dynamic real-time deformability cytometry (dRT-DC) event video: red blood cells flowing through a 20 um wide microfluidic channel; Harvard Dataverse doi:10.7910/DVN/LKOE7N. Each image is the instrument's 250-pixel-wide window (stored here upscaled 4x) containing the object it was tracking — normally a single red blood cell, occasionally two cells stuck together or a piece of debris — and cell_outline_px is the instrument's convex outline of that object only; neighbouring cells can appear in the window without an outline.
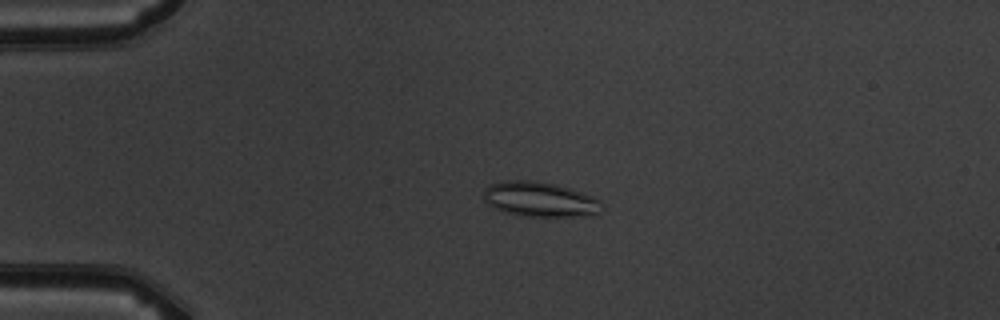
{"species": "common noctule bat (a hibernating species)", "species_latin": "Nyctalus noctula", "temperature_condition": "warm", "stored_images_in_passage": 4, "camera_frame_rate_fps": 3000, "um_per_image_px": 0.085, "animal": {"sex": "male", "body_mass_g": 19.5, "forearm_length_mm": 54.6}, "frame": {"image": 1, "passage_image": 3, "time_ms": 3.0, "image_size_px": [1000, 320], "cell_outline_px": [[604, 208], [596, 216], [524, 216], [504, 212], [488, 204], [484, 200], [484, 188], [492, 184], [508, 180], [532, 180], [556, 184], [572, 188], [592, 196], [600, 200], [604, 204]], "centroid_in_image_um": [45.96, 16.95], "position_along_channel_um": 39.0, "area_um2": 24.33}}